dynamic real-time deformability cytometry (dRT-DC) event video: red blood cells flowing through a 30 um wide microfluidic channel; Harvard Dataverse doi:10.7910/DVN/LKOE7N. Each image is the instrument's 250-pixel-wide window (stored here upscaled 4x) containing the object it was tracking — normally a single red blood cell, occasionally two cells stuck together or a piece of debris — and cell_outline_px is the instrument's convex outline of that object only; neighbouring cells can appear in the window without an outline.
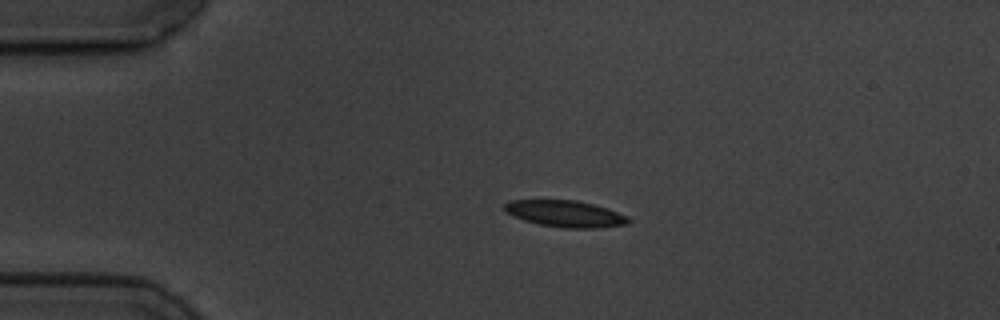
{"species": "common noctule bat (a hibernating species)", "species_latin": "Nyctalus noctula", "temperature_condition": "cold", "stored_images_in_passage": 3, "camera_frame_rate_fps": 3000, "um_per_image_px": 0.085, "animal": {"sex": "male", "body_mass_g": 19.5, "forearm_length_mm": 54.6}, "frame": {"image": 1, "passage_image": 2, "time_ms": 1.0, "image_size_px": [1000, 320], "cell_outline_px": [[632, 220], [628, 224], [596, 228], [564, 228], [540, 224], [524, 220], [504, 212], [504, 204], [512, 200], [576, 200], [608, 208], [628, 216]], "centroid_in_image_um": [48.07, 18.17], "position_along_channel_um": 36.9, "area_um2": 19.19}}